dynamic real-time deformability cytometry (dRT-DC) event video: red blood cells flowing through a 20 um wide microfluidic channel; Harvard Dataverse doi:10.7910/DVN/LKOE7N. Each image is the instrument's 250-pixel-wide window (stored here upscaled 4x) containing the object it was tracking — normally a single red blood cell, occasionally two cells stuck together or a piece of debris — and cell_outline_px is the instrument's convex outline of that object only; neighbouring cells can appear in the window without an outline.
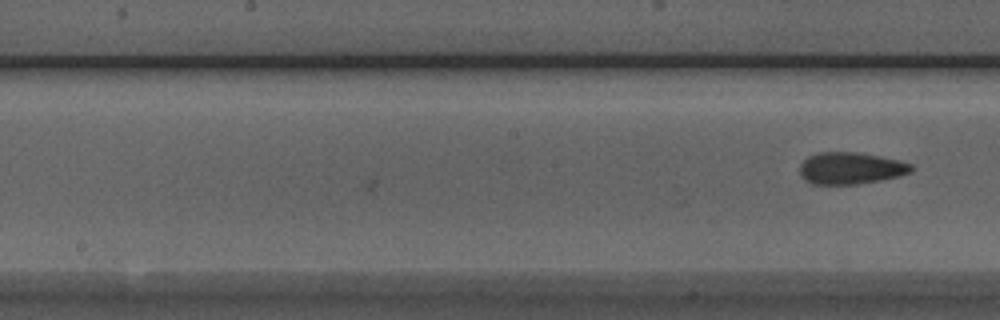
{"species": "Egyptian fruit bat (a non-hibernating species)", "species_latin": "Rousettus aegyptiacus", "temperature_condition": "room temperature", "stored_images_in_passage": 8, "camera_frame_rate_fps": 3000, "um_per_image_px": 0.085, "animal": {"sex": "male"}, "frame": {"image": 1, "passage_image": 8, "time_ms": 2.333, "image_size_px": [1000, 320], "cell_outline_px": [[912, 172], [900, 176], [880, 180], [856, 184], [812, 184], [804, 180], [800, 176], [800, 164], [808, 156], [820, 152], [856, 152], [880, 156], [900, 160], [912, 164]], "centroid_in_image_um": [72.3, 14.3], "position_along_channel_um": 175.9, "area_um2": 20.81}}